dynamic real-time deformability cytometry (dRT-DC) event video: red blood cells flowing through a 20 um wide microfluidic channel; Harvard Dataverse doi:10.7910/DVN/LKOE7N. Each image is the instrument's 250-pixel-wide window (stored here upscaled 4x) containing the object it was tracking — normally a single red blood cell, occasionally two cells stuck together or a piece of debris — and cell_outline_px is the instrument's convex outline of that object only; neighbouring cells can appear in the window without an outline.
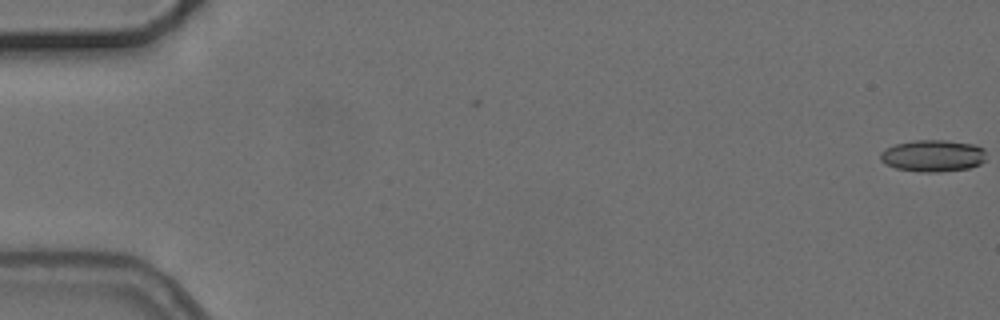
{"species": "common noctule bat (a hibernating species)", "species_latin": "Nyctalus noctula", "temperature_condition": "cold", "stored_images_in_passage": 6, "camera_frame_rate_fps": 3000, "um_per_image_px": 0.085, "animal": {"sex": "female", "body_mass_g": 24.6, "forearm_length_mm": 56.2}, "frame": {"image": 1, "passage_image": 1, "time_ms": 0.0, "image_size_px": [1000, 320], "cell_outline_px": [[984, 160], [980, 164], [968, 168], [936, 172], [920, 172], [896, 168], [880, 160], [880, 152], [884, 148], [896, 144], [912, 140], [948, 140], [976, 144], [984, 148]], "centroid_in_image_um": [79.29, 13.22], "position_along_channel_um": 5.7, "area_um2": 19.71}}
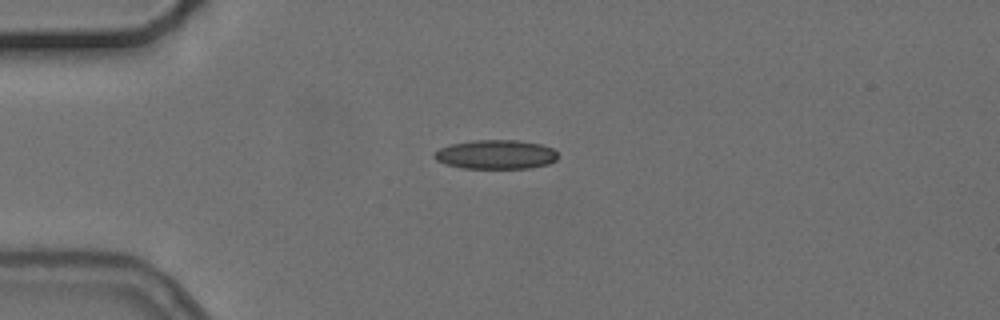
{"frame": {"image": 2, "passage_image": 5, "time_ms": 4.667, "image_size_px": [1000, 320], "cell_outline_px": [[560, 156], [556, 160], [548, 164], [532, 168], [464, 168], [444, 164], [436, 160], [432, 156], [440, 148], [448, 144], [472, 140], [516, 140], [540, 144], [552, 148]], "centroid_in_image_um": [42.14, 13.13], "position_along_channel_um": 42.9, "area_um2": 21.15}}